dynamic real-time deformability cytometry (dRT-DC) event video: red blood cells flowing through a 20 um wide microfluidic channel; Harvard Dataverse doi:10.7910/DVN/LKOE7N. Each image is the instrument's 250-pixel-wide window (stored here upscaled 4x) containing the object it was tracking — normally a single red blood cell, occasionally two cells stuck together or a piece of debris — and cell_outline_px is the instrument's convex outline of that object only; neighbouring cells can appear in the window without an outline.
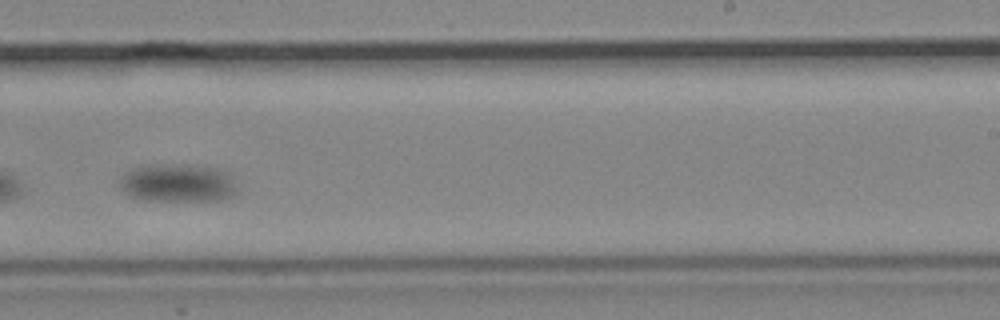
{"species": "common noctule bat (a hibernating species)", "species_latin": "Nyctalus noctula", "temperature_condition": "cold", "stored_images_in_passage": 15, "camera_frame_rate_fps": 3000, "um_per_image_px": 0.085, "animal": {"sex": "male", "body_mass_g": 19.2, "forearm_length_mm": 51.8}, "frame": {"image": 1, "passage_image": 9, "time_ms": 10.667, "image_size_px": [1000, 320], "cell_outline_px": [[236, 192], [232, 196], [220, 200], [148, 200], [128, 196], [120, 188], [120, 180], [124, 172], [132, 168], [156, 164], [216, 168], [224, 172], [228, 176], [236, 188]], "centroid_in_image_um": [15.03, 15.57], "position_along_channel_um": 274.0, "area_um2": 25.49}}